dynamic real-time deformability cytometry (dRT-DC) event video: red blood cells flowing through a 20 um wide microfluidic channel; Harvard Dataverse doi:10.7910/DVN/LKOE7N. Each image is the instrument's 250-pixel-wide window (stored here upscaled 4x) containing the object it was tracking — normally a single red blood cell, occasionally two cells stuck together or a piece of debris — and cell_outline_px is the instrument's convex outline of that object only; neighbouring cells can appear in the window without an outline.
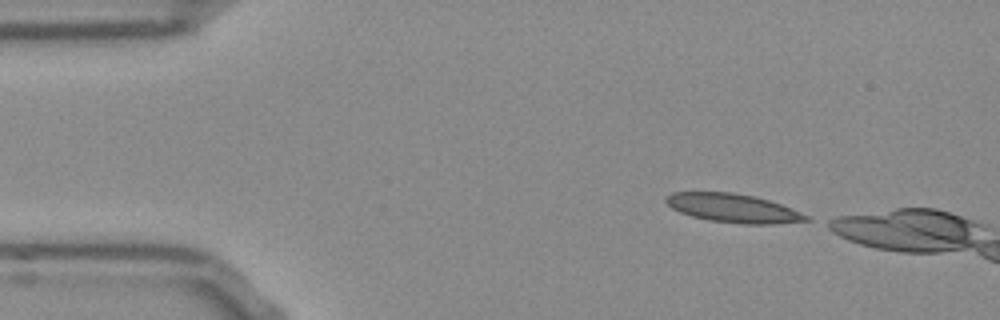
{"species": "Egyptian fruit bat (a non-hibernating species)", "species_latin": "Rousettus aegyptiacus", "temperature_condition": "room temperature", "stored_images_in_passage": 7, "camera_frame_rate_fps": 3000, "um_per_image_px": 0.085, "frame": {"image": 1, "passage_image": 1, "time_ms": 0.0, "image_size_px": [1000, 320], "cell_outline_px": [[812, 220], [772, 224], [744, 224], [708, 220], [692, 216], [680, 212], [672, 208], [664, 200], [664, 196], [672, 192], [732, 192], [752, 196], [768, 200], [792, 208], [808, 216]], "centroid_in_image_um": [62.29, 17.69], "position_along_channel_um": 22.7, "area_um2": 23.35}}